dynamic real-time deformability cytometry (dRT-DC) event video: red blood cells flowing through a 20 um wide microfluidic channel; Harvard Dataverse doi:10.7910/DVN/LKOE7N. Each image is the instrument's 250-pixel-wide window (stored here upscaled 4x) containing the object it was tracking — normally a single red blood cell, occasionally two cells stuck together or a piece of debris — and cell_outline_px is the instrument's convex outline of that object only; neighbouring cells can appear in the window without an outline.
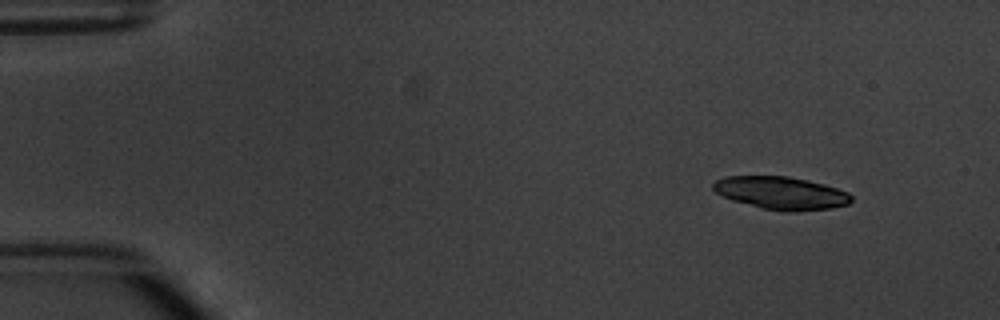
{"species": "common noctule bat (a hibernating species)", "species_latin": "Nyctalus noctula", "temperature_condition": "warm", "stored_images_in_passage": 3, "camera_frame_rate_fps": 3000, "um_per_image_px": 0.085, "animal": {"sex": "male", "body_mass_g": 20.1, "forearm_length_mm": 53.5}, "frame": {"image": 1, "passage_image": 1, "time_ms": 0.0, "image_size_px": [1000, 320], "cell_outline_px": [[852, 200], [848, 204], [832, 208], [796, 212], [784, 212], [760, 208], [732, 200], [716, 192], [712, 188], [712, 184], [716, 180], [724, 176], [788, 176], [808, 180], [824, 184], [848, 192], [852, 196]], "centroid_in_image_um": [66.4, 16.41], "position_along_channel_um": 18.6, "area_um2": 26.59}}